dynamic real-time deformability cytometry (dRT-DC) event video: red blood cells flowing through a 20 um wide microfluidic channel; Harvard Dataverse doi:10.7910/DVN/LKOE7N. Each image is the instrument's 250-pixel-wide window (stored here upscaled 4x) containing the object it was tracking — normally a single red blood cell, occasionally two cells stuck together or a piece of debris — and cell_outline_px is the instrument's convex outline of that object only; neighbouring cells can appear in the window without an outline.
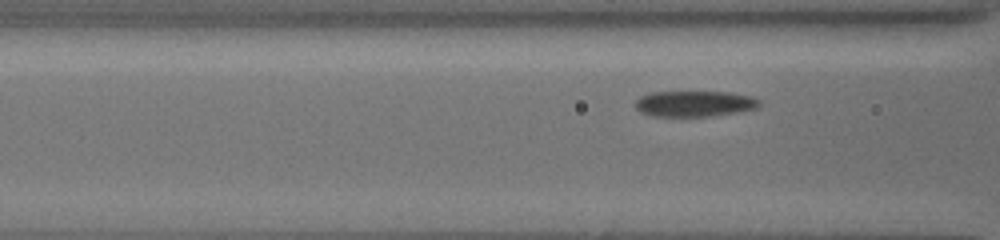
{"species": "common noctule bat (a hibernating species)", "species_latin": "Nyctalus noctula", "temperature_condition": "cold", "stored_images_in_passage": 13, "camera_frame_rate_fps": 3000, "um_per_image_px": 0.085, "animal": {"sex": "female", "body_mass_g": 19.5, "forearm_length_mm": 54.1}, "frame": {"image": 1, "passage_image": 10, "time_ms": 1.333, "image_size_px": [1000, 240], "cell_outline_px": [[760, 108], [736, 112], [708, 116], [652, 116], [636, 108], [636, 100], [640, 96], [648, 92], [732, 92], [752, 96], [760, 100]], "centroid_in_image_um": [59.08, 8.8], "position_along_channel_um": 107.5, "area_um2": 18.67}}